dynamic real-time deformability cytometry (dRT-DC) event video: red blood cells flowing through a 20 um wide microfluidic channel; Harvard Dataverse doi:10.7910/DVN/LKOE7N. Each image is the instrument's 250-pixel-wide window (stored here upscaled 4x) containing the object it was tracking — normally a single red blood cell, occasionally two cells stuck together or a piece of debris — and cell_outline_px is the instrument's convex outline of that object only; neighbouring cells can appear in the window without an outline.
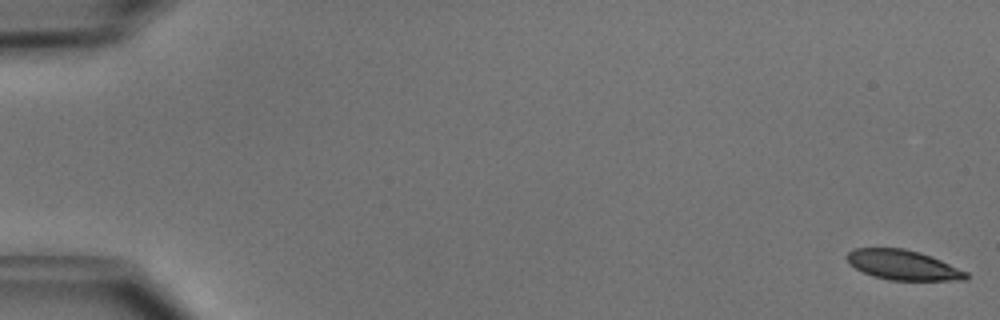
{"species": "common noctule bat (a hibernating species)", "species_latin": "Nyctalus noctula", "temperature_condition": "cold", "stored_images_in_passage": 51, "camera_frame_rate_fps": 3000, "um_per_image_px": 0.085, "animal": {"sex": "male", "body_mass_g": 15.6}, "frame": {"image": 1, "passage_image": 1, "time_ms": 0.0, "image_size_px": [1000, 320], "cell_outline_px": [[968, 280], [888, 280], [872, 276], [848, 264], [844, 256], [852, 248], [904, 248], [920, 252], [940, 260], [968, 272]], "centroid_in_image_um": [76.71, 22.52], "position_along_channel_um": 8.3, "area_um2": 20.87}}
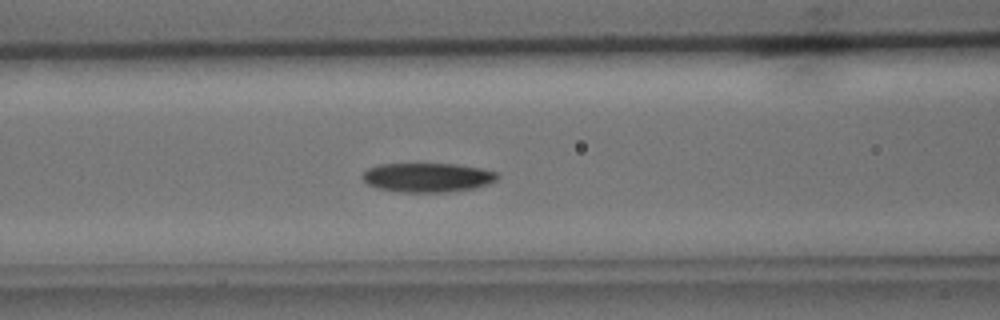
{"frame": {"image": 2, "passage_image": 22, "time_ms": 7.0, "image_size_px": [1000, 320], "cell_outline_px": [[500, 176], [496, 180], [488, 184], [476, 188], [444, 192], [400, 192], [376, 188], [368, 184], [360, 176], [368, 168], [380, 164], [456, 164], [484, 168], [500, 172]], "centroid_in_image_um": [36.38, 15.08], "position_along_channel_um": 130.2, "area_um2": 23.24}}
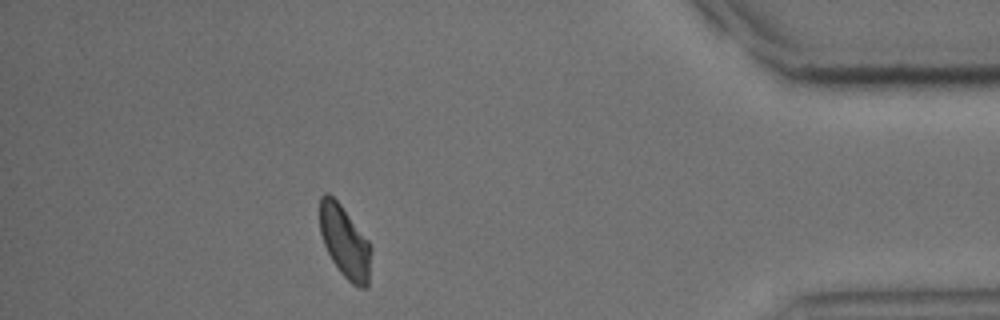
{"frame": {"image": 3, "passage_image": 46, "time_ms": 15.0, "image_size_px": [1000, 320], "cell_outline_px": [[372, 248], [368, 288], [360, 288], [352, 284], [340, 272], [332, 260], [324, 244], [320, 232], [320, 196], [324, 192], [328, 192], [340, 204], [368, 240]], "centroid_in_image_um": [29.32, 20.57], "position_along_channel_um": 405.9, "area_um2": 21.56}, "authors_computed_cell_mechanics": {"area_um2": 22.542, "velocity_mm_per_s": 3.9614, "shape_relaxation_time_tau1_ms": 3.8273, "shape_relaxation_time_tau2_ms": null, "deformation_change_tau1": 0.1088, "deformation_change_tau2": null}}